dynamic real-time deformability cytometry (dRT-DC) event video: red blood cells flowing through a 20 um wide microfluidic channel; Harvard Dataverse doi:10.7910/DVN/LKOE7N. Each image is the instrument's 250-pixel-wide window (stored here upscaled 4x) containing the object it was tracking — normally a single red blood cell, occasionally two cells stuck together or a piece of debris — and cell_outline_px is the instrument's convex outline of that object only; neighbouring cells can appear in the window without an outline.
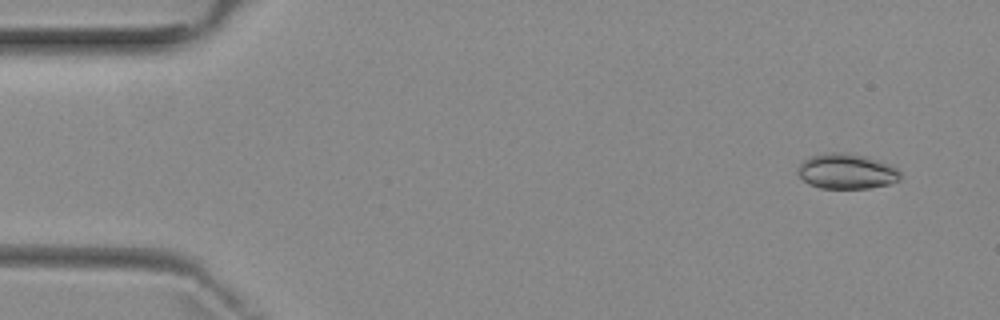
{"species": "common noctule bat (a hibernating species)", "species_latin": "Nyctalus noctula", "temperature_condition": "room temperature", "stored_images_in_passage": 5, "camera_frame_rate_fps": 3000, "um_per_image_px": 0.085, "animal": {"sex": "female", "body_mass_g": 29.2, "forearm_length_mm": 56.3}, "frame": {"image": 1, "passage_image": 1, "time_ms": 0.0, "image_size_px": [1000, 320], "cell_outline_px": [[900, 180], [888, 184], [868, 188], [820, 188], [808, 184], [796, 172], [800, 164], [808, 156], [832, 152], [840, 152], [864, 156], [888, 164], [896, 168], [900, 172]], "centroid_in_image_um": [71.93, 14.57], "position_along_channel_um": 13.1, "area_um2": 20.87}}
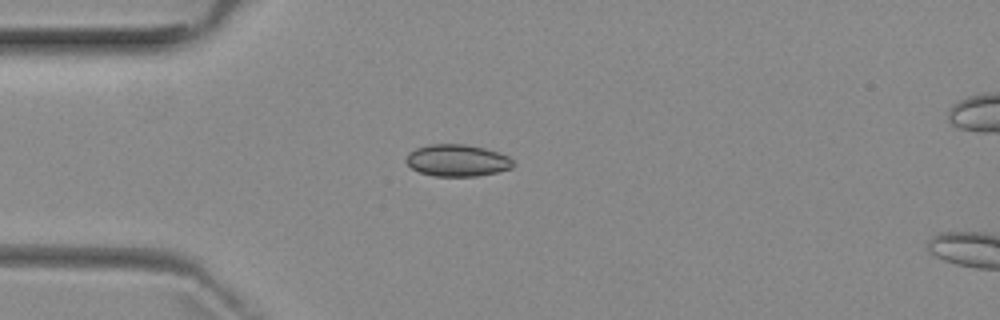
{"frame": {"image": 2, "passage_image": 4, "time_ms": 3.333, "image_size_px": [1000, 320], "cell_outline_px": [[516, 164], [512, 168], [496, 172], [476, 176], [432, 176], [420, 172], [412, 168], [404, 160], [408, 152], [416, 148], [432, 144], [464, 144], [484, 148], [500, 152], [508, 156]], "centroid_in_image_um": [38.87, 13.63], "position_along_channel_um": 46.1, "area_um2": 20.0}}